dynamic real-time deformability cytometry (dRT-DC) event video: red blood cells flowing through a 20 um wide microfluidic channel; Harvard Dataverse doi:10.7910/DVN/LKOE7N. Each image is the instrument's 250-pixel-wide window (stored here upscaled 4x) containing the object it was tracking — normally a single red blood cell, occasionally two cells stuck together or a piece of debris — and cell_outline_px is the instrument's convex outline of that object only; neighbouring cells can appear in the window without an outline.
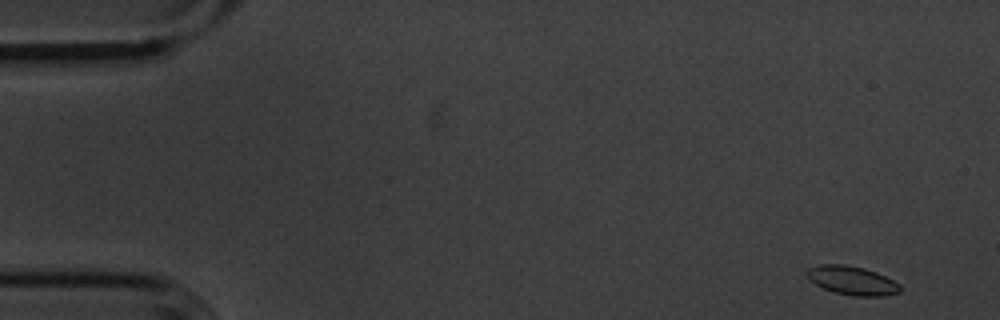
{"species": "common noctule bat (a hibernating species)", "species_latin": "Nyctalus noctula", "temperature_condition": "cold", "stored_images_in_passage": 54, "camera_frame_rate_fps": 3000, "um_per_image_px": 0.085, "animal": {"sex": "male", "body_mass_g": 20.1, "forearm_length_mm": 53.5}, "frame": {"image": 1, "passage_image": 1, "time_ms": 0.0, "image_size_px": [1000, 320], "cell_outline_px": [[900, 292], [884, 296], [856, 296], [836, 292], [824, 288], [808, 280], [804, 272], [808, 268], [820, 264], [844, 264], [864, 268], [876, 272], [900, 284]], "centroid_in_image_um": [72.39, 23.83], "position_along_channel_um": 12.6, "area_um2": 15.61}}
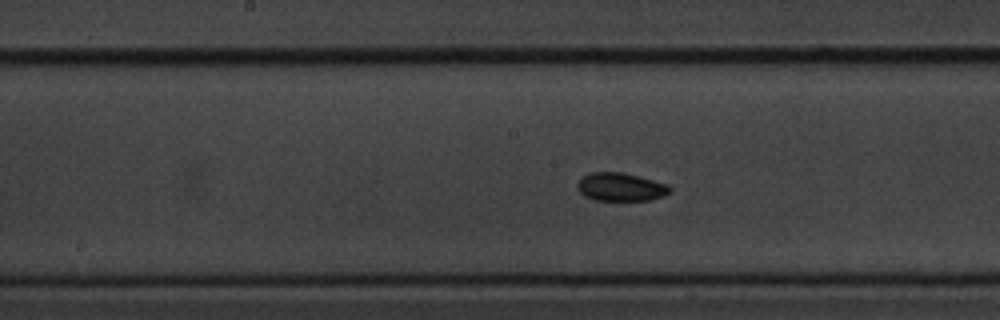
{"frame": {"image": 2, "passage_image": 26, "time_ms": 8.333, "image_size_px": [1000, 320], "cell_outline_px": [[672, 192], [664, 196], [648, 200], [596, 200], [584, 196], [576, 188], [576, 184], [588, 172], [624, 172], [668, 184], [672, 188]], "centroid_in_image_um": [52.77, 15.89], "position_along_channel_um": 195.4, "area_um2": 15.37}}
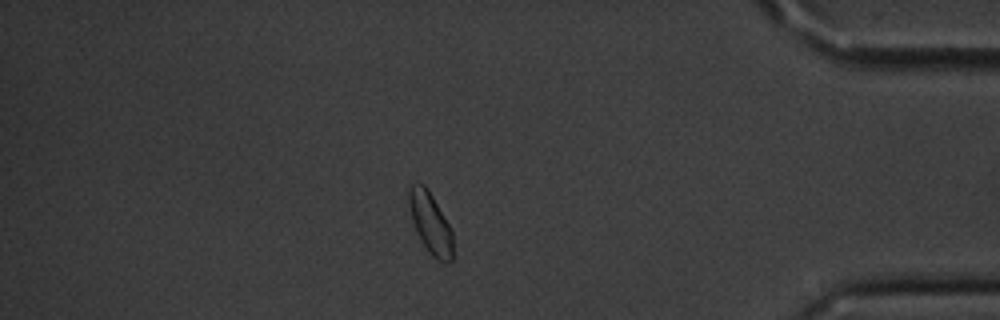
{"frame": {"image": 3, "passage_image": 46, "time_ms": 15.0, "image_size_px": [1000, 320], "cell_outline_px": [[452, 260], [448, 264], [444, 264], [436, 260], [428, 252], [420, 240], [416, 232], [412, 220], [404, 188], [412, 184], [424, 184], [428, 188], [448, 224], [452, 232]], "centroid_in_image_um": [36.53, 18.95], "position_along_channel_um": 398.7, "area_um2": 16.07}, "authors_computed_cell_mechanics": {"area_um2": 15.4326, "velocity_mm_per_s": 3.5749, "shape_relaxation_time_tau1_ms": 5.2802, "shape_relaxation_time_tau2_ms": 9.3089, "deformation_change_tau1": 0.0605, "deformation_change_tau2": 0.1084}}